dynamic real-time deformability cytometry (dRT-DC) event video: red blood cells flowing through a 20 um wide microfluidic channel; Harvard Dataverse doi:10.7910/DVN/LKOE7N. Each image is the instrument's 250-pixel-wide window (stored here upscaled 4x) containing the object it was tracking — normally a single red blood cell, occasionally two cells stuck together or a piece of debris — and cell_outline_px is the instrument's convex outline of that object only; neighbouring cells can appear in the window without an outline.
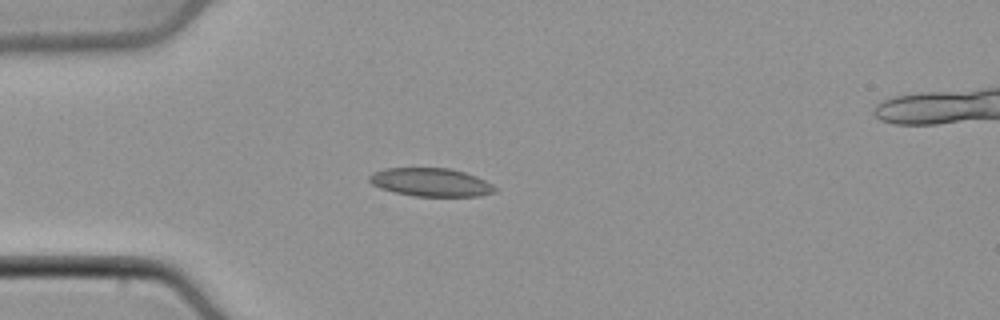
{"species": "common noctule bat (a hibernating species)", "species_latin": "Nyctalus noctula", "temperature_condition": "cold", "stored_images_in_passage": 36, "camera_frame_rate_fps": 3000, "um_per_image_px": 0.085, "animal": {"sex": "male", "body_mass_g": 21.5, "forearm_length_mm": 52.0}, "frame": {"image": 1, "passage_image": 3, "time_ms": 0.667, "image_size_px": [1000, 320], "cell_outline_px": [[496, 192], [480, 196], [416, 196], [396, 192], [380, 188], [372, 184], [368, 180], [368, 176], [372, 172], [384, 168], [448, 168], [464, 172], [476, 176], [492, 184], [496, 188]], "centroid_in_image_um": [36.61, 15.49], "position_along_channel_um": 48.4, "area_um2": 20.69}}
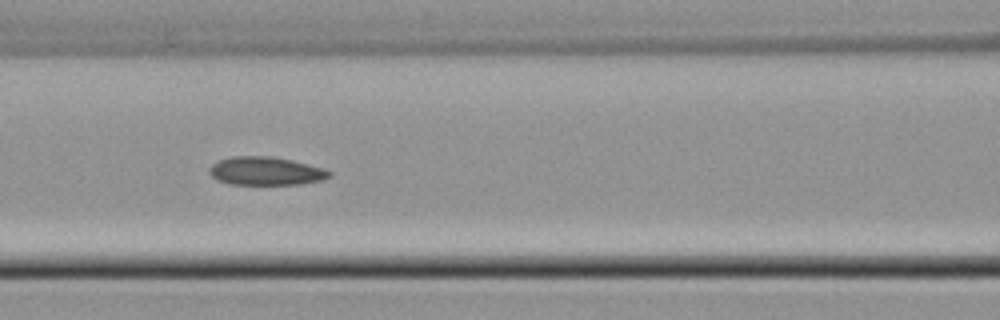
{"frame": {"image": 2, "passage_image": 11, "time_ms": 3.333, "image_size_px": [1000, 320], "cell_outline_px": [[332, 176], [324, 180], [304, 184], [228, 184], [216, 180], [208, 172], [208, 168], [212, 164], [220, 160], [232, 156], [272, 156], [292, 160], [324, 168], [332, 172]], "centroid_in_image_um": [22.61, 14.54], "position_along_channel_um": 144.0, "area_um2": 20.06}}
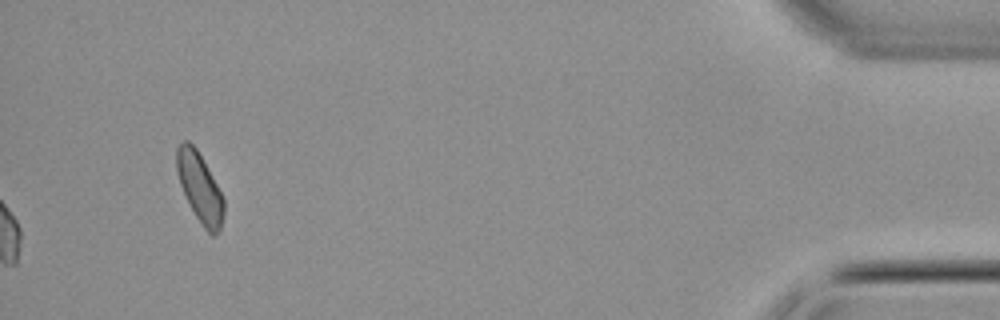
{"frame": {"image": 3, "passage_image": 36, "time_ms": 11.667, "image_size_px": [1000, 320], "cell_outline_px": [[224, 212], [220, 228], [212, 236], [204, 228], [196, 216], [180, 184], [176, 168], [176, 148], [184, 140], [188, 140], [196, 148], [216, 184], [224, 200]], "centroid_in_image_um": [16.96, 15.92], "position_along_channel_um": 418.2, "area_um2": 18.44}}